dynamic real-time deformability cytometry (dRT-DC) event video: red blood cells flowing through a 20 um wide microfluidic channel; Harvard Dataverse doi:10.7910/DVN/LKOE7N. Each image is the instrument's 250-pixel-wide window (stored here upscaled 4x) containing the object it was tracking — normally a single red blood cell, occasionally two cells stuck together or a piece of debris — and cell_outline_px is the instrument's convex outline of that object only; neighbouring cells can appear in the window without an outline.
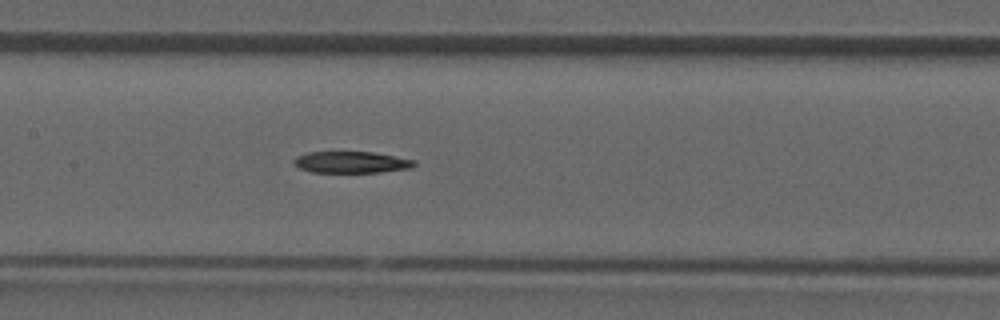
{"species": "common noctule bat (a hibernating species)", "species_latin": "Nyctalus noctula", "temperature_condition": "room temperature", "stored_images_in_passage": 42, "camera_frame_rate_fps": 3000, "um_per_image_px": 0.085, "animal": {"sex": "male", "forearm_length_mm": 52.5}, "frame": {"image": 1, "passage_image": 19, "time_ms": 6.0, "image_size_px": [1000, 320], "cell_outline_px": [[416, 164], [412, 168], [380, 172], [312, 172], [300, 168], [296, 164], [296, 156], [308, 152], [372, 152], [416, 160]], "centroid_in_image_um": [29.92, 13.79], "position_along_channel_um": 177.5, "area_um2": 14.91}}